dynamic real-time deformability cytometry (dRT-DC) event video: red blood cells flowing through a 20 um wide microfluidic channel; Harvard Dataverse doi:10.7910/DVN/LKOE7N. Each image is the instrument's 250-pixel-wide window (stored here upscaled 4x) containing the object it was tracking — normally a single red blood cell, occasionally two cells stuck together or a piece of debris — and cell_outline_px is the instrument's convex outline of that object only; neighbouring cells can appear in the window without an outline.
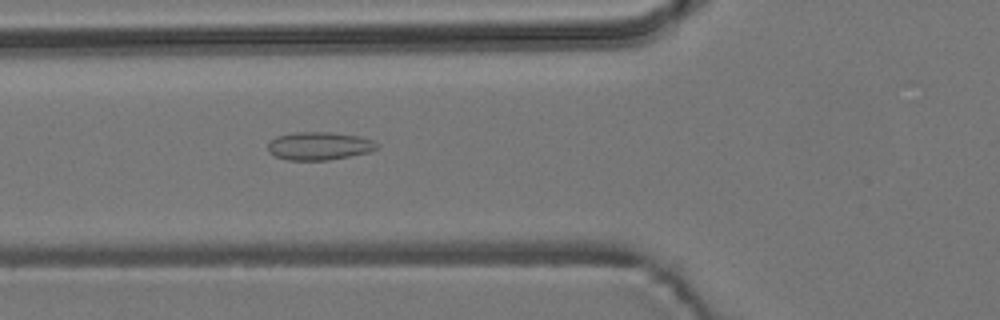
{"species": "common noctule bat (a hibernating species)", "species_latin": "Nyctalus noctula", "temperature_condition": "room temperature", "stored_images_in_passage": 6, "camera_frame_rate_fps": 3000, "um_per_image_px": 0.085, "animal": {"sex": "male", "body_mass_g": 19.2, "forearm_length_mm": 51.8}, "frame": {"image": 1, "passage_image": 6, "time_ms": 6.0, "image_size_px": [1000, 320], "cell_outline_px": [[380, 144], [376, 148], [368, 152], [328, 160], [288, 160], [276, 156], [268, 152], [268, 144], [276, 136], [296, 132], [332, 132], [360, 136], [372, 140]], "centroid_in_image_um": [27.13, 12.4], "position_along_channel_um": 98.7, "area_um2": 17.74}}